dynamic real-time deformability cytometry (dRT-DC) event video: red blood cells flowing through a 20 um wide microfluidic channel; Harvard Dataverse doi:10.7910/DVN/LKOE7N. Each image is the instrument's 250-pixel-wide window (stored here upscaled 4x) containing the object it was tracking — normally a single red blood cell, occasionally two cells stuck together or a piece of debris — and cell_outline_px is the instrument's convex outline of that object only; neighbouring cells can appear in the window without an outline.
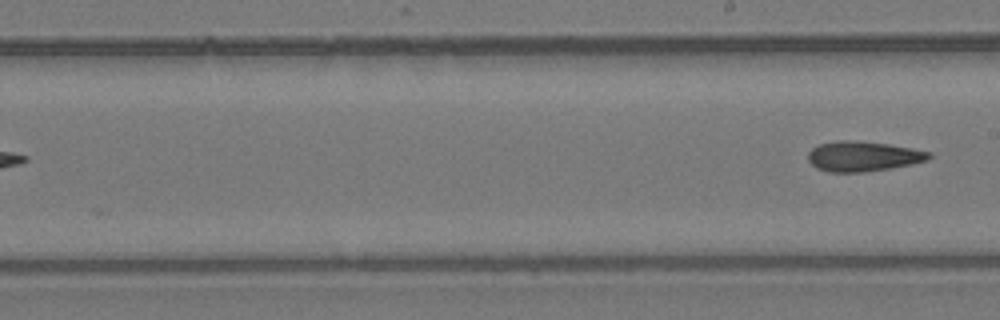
{"species": "common noctule bat (a hibernating species)", "species_latin": "Nyctalus noctula", "temperature_condition": "room temperature", "stored_images_in_passage": 6, "segment_of_instrument_passage": [2, 2], "camera_frame_rate_fps": 3000, "um_per_image_px": 0.085, "animal": {"sex": "female", "body_mass_g": 24.6, "forearm_length_mm": 56.2}, "frame": {"image": 1, "passage_image": 6, "time_ms": 1.667, "image_size_px": [1000, 320], "cell_outline_px": [[932, 156], [928, 160], [912, 164], [892, 168], [864, 172], [828, 172], [816, 168], [808, 160], [808, 152], [812, 148], [820, 144], [836, 140], [856, 140], [888, 144], [912, 148], [932, 152]], "centroid_in_image_um": [73.37, 13.28], "position_along_channel_um": 215.6, "area_um2": 21.39}}